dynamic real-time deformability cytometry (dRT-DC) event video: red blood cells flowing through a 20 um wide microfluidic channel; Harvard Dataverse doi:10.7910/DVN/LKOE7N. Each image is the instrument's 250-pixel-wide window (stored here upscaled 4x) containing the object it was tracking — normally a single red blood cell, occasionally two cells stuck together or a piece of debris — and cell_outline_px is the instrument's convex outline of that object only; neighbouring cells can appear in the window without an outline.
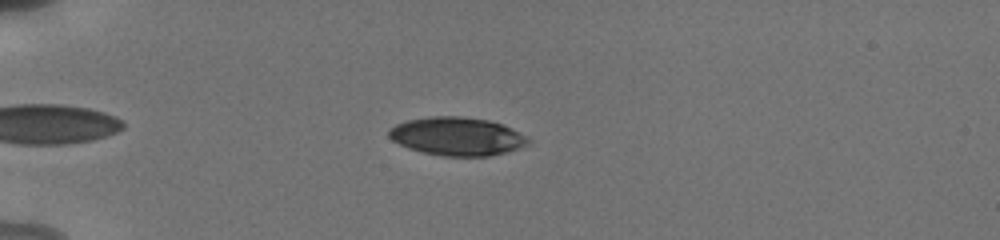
{"species": "human", "species_latin": "Homo sapiens", "temperature_condition": "cold", "stored_images_in_passage": 38, "camera_frame_rate_fps": 3000, "um_per_image_px": 0.085, "donor": {"sex": "male"}, "frame": {"image": 1, "passage_image": 8, "time_ms": 2.333, "image_size_px": [1000, 240], "cell_outline_px": [[532, 140], [528, 144], [504, 152], [488, 156], [444, 156], [424, 152], [408, 148], [392, 140], [388, 136], [388, 128], [396, 124], [408, 120], [428, 116], [460, 116], [488, 120], [504, 124], [528, 136]], "centroid_in_image_um": [38.85, 11.57], "position_along_channel_um": 46.2, "area_um2": 31.15}}
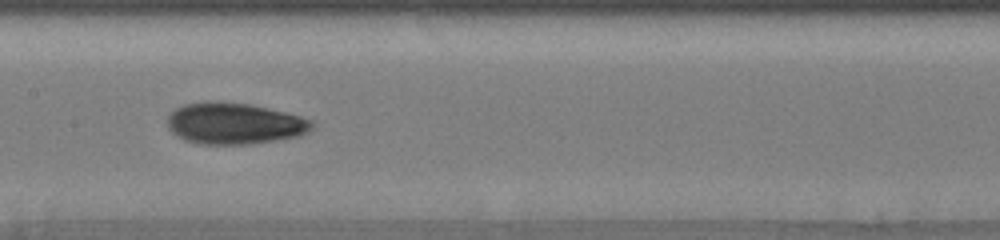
{"frame": {"image": 2, "passage_image": 19, "time_ms": 7.0, "image_size_px": [1000, 240], "cell_outline_px": [[316, 124], [308, 132], [300, 136], [252, 144], [200, 144], [184, 140], [176, 136], [168, 128], [168, 116], [176, 108], [184, 104], [204, 100], [212, 100], [248, 104], [268, 108], [300, 116], [312, 120]], "centroid_in_image_um": [19.92, 10.49], "position_along_channel_um": 187.5, "area_um2": 35.2}}
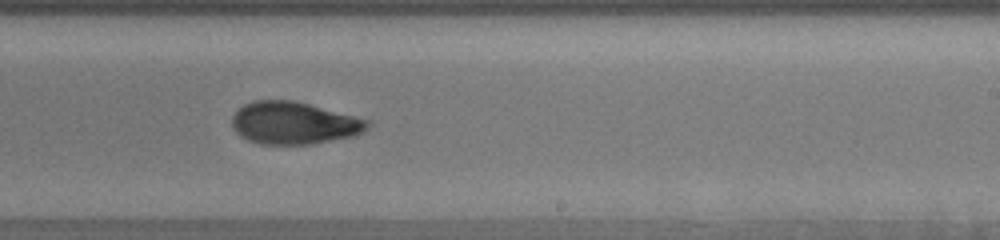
{"frame": {"image": 3, "passage_image": 24, "time_ms": 9.0, "image_size_px": [1000, 240], "cell_outline_px": [[372, 124], [364, 132], [356, 136], [312, 144], [260, 144], [248, 140], [240, 136], [232, 128], [232, 116], [244, 104], [252, 100], [292, 100], [372, 120]], "centroid_in_image_um": [25.02, 10.46], "position_along_channel_um": 264.0, "area_um2": 33.76}, "authors_computed_cell_mechanics": {"area_um2": 32.2235, "velocity_mm_per_s": 3.8504, "shape_relaxation_time_tau1_ms": 2.7779, "shape_relaxation_time_tau2_ms": 2.9362, "deformation_change_tau1": 0.1141, "deformation_change_tau2": 0.0918}}